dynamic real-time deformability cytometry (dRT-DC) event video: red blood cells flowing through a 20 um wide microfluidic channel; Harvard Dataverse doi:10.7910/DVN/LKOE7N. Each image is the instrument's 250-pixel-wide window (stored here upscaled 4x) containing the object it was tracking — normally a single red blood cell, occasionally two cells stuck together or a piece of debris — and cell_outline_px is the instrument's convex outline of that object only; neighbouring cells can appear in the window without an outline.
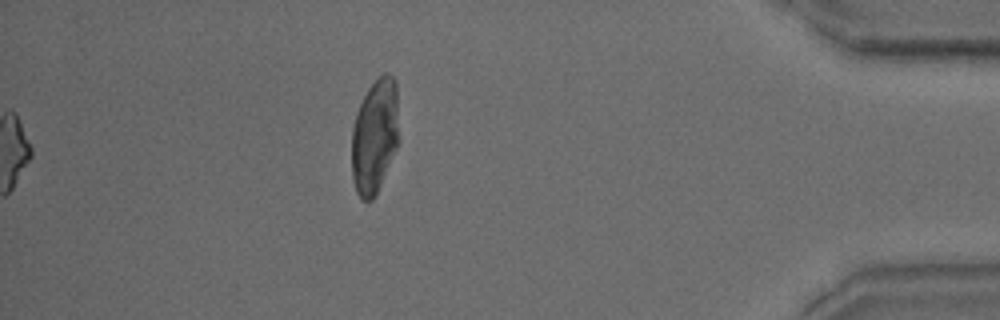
{"species": "common noctule bat (a hibernating species)", "species_latin": "Nyctalus noctula", "temperature_condition": "warm", "stored_images_in_passage": 24, "camera_frame_rate_fps": 3000, "um_per_image_px": 0.085, "animal": {"sex": "male", "body_mass_g": 15.6}, "frame": {"image": 1, "passage_image": 24, "time_ms": 7.667, "image_size_px": [1000, 320], "cell_outline_px": [[400, 140], [376, 196], [372, 200], [360, 200], [356, 192], [352, 180], [352, 128], [356, 112], [368, 88], [384, 72], [388, 72], [396, 80]], "centroid_in_image_um": [31.87, 11.59], "position_along_channel_um": 403.3, "area_um2": 32.19}}